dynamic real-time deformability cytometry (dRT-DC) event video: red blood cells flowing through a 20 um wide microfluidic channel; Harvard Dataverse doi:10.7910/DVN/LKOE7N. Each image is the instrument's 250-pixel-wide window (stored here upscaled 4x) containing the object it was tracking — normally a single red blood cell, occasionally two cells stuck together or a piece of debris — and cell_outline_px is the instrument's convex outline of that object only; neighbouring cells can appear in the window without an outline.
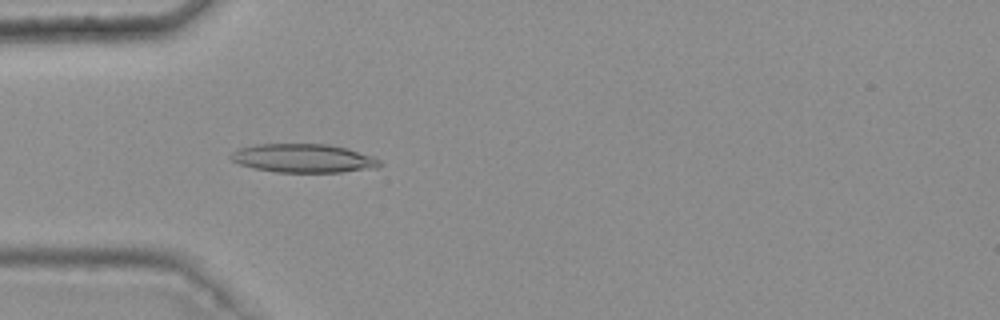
{"species": "common noctule bat (a hibernating species)", "species_latin": "Nyctalus noctula", "temperature_condition": "warm", "stored_images_in_passage": 39, "camera_frame_rate_fps": 3000, "um_per_image_px": 0.085, "animal": {"sex": "female", "body_mass_g": 25.1}, "frame": {"image": 1, "passage_image": 7, "time_ms": 2.0, "image_size_px": [1000, 320], "cell_outline_px": [[384, 164], [376, 168], [340, 172], [276, 172], [252, 168], [240, 164], [232, 160], [228, 156], [232, 152], [240, 148], [256, 144], [328, 144], [344, 148], [372, 156], [380, 160]], "centroid_in_image_um": [25.78, 13.46], "position_along_channel_um": 59.2, "area_um2": 24.8}}
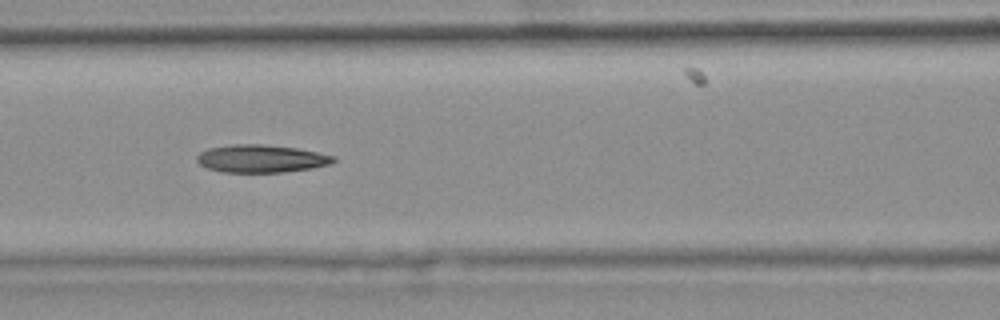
{"frame": {"image": 2, "passage_image": 14, "time_ms": 4.333, "image_size_px": [1000, 320], "cell_outline_px": [[336, 160], [328, 164], [312, 168], [284, 172], [224, 172], [208, 168], [200, 164], [196, 160], [196, 156], [200, 152], [208, 148], [232, 144], [264, 144], [296, 148], [336, 156]], "centroid_in_image_um": [22.18, 13.48], "position_along_channel_um": 144.4, "area_um2": 22.02}}
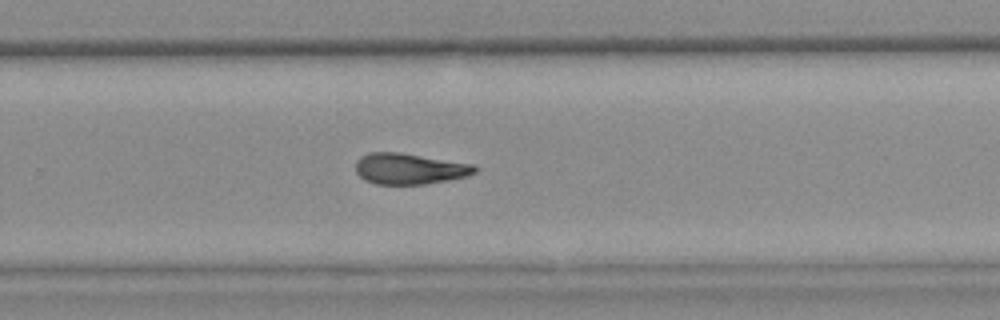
{"frame": {"image": 3, "passage_image": 26, "time_ms": 8.333, "image_size_px": [1000, 320], "cell_outline_px": [[480, 168], [476, 172], [468, 176], [448, 180], [424, 184], [376, 184], [364, 180], [356, 172], [356, 160], [360, 156], [368, 152], [400, 152], [476, 164]], "centroid_in_image_um": [34.84, 14.33], "position_along_channel_um": 295.0, "area_um2": 21.85}}